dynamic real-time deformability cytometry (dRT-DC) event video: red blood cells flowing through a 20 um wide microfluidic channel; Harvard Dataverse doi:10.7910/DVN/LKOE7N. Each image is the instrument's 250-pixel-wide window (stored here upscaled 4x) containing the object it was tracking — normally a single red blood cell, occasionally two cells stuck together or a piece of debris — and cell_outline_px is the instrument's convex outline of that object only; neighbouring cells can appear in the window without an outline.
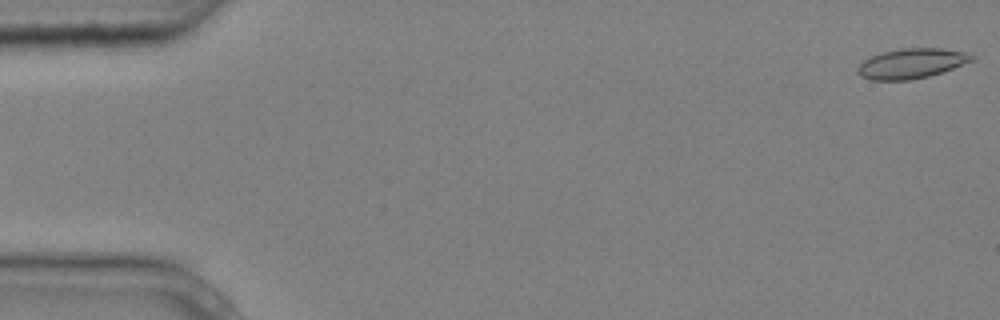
{"species": "common noctule bat (a hibernating species)", "species_latin": "Nyctalus noctula", "temperature_condition": "cold", "stored_images_in_passage": 3, "segment_of_instrument_passage": [2, 2], "camera_frame_rate_fps": 3000, "um_per_image_px": 0.085, "animal": {"sex": "male", "body_mass_g": 20.4}, "frame": {"image": 1, "passage_image": 3, "time_ms": 0.667, "image_size_px": [1000, 320], "cell_outline_px": [[976, 56], [972, 60], [952, 68], [928, 76], [908, 80], [872, 80], [860, 76], [856, 72], [856, 68], [864, 60], [872, 56], [884, 52], [904, 48], [940, 48], [964, 52]], "centroid_in_image_um": [77.43, 5.4], "position_along_channel_um": 7.6, "area_um2": 19.59}}